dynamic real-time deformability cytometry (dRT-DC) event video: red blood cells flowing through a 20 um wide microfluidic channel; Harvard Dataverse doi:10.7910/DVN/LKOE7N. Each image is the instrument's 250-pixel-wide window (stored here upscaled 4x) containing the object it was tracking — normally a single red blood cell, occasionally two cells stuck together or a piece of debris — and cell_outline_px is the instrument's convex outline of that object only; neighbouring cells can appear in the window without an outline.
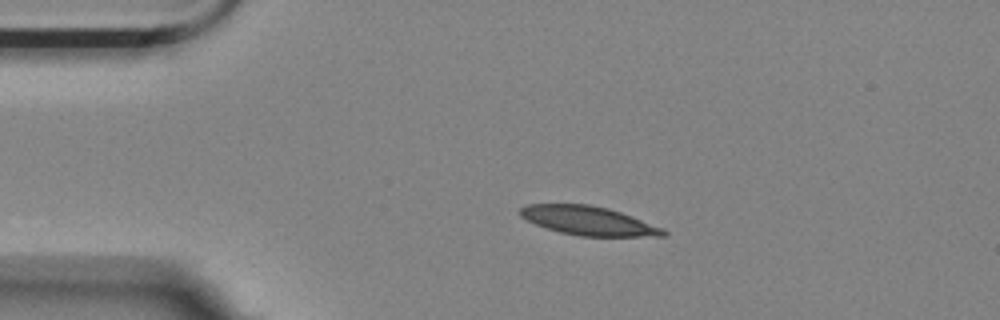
{"species": "Egyptian fruit bat (a non-hibernating species)", "species_latin": "Rousettus aegyptiacus", "temperature_condition": "room temperature", "stored_images_in_passage": 46, "camera_frame_rate_fps": 3000, "um_per_image_px": 0.085, "animal": {"sex": "female"}, "frame": {"image": 1, "passage_image": 1, "time_ms": 0.0, "image_size_px": [1000, 320], "cell_outline_px": [[668, 236], [580, 236], [560, 232], [536, 224], [520, 216], [520, 208], [528, 204], [588, 204], [608, 208], [632, 216], [664, 228], [668, 232]], "centroid_in_image_um": [50.06, 18.76], "position_along_channel_um": 34.9, "area_um2": 23.99}}
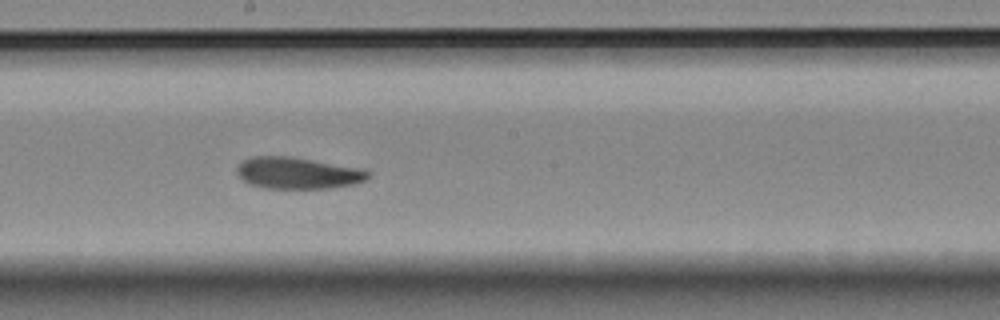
{"frame": {"image": 2, "passage_image": 20, "time_ms": 6.333, "image_size_px": [1000, 320], "cell_outline_px": [[372, 176], [368, 180], [356, 184], [332, 188], [264, 188], [248, 184], [236, 172], [236, 168], [244, 160], [252, 156], [292, 156], [364, 168], [372, 172]], "centroid_in_image_um": [25.41, 14.7], "position_along_channel_um": 222.8, "area_um2": 24.68}}
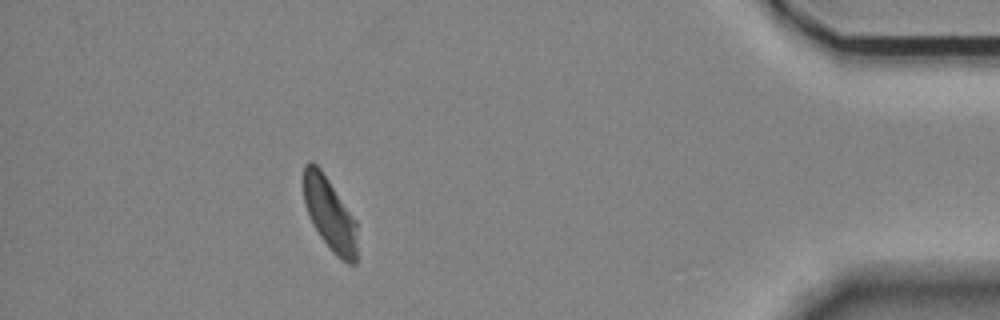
{"frame": {"image": 3, "passage_image": 40, "time_ms": 13.0, "image_size_px": [1000, 320], "cell_outline_px": [[356, 264], [348, 264], [336, 256], [332, 252], [320, 236], [312, 224], [304, 200], [304, 164], [308, 160], [312, 160], [320, 168], [356, 220]], "centroid_in_image_um": [28.02, 18.2], "position_along_channel_um": 407.2, "area_um2": 22.6}, "authors_computed_cell_mechanics": {"area_um2": 24.4783, "velocity_mm_per_s": 3.5288, "shape_relaxation_time_tau1_ms": 6.8172, "shape_relaxation_time_tau2_ms": 4.0511, "deformation_change_tau1": 0.161, "deformation_change_tau2": 0.0859}}